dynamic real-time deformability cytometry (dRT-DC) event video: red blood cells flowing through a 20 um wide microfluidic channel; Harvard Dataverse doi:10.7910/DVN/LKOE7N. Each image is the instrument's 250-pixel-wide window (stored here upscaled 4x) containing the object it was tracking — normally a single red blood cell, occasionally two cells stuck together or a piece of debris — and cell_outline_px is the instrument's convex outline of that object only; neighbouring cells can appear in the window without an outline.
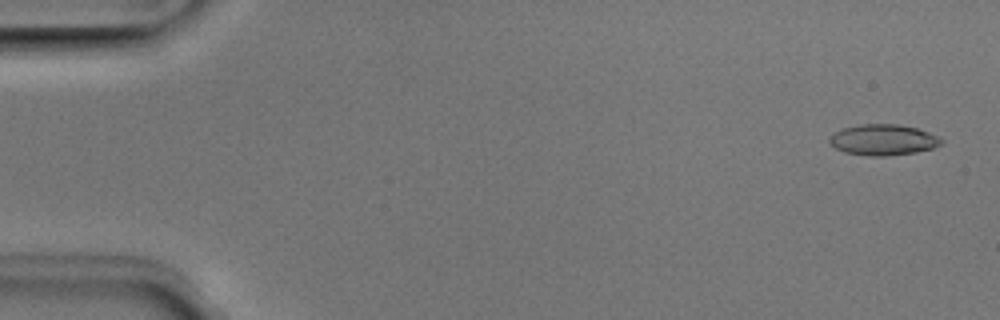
{"species": "Egyptian fruit bat (a non-hibernating species)", "species_latin": "Rousettus aegyptiacus", "temperature_condition": "room temperature", "stored_images_in_passage": 47, "camera_frame_rate_fps": 3000, "um_per_image_px": 0.085, "animal": {"sex": "male"}, "frame": {"image": 1, "passage_image": 2, "time_ms": 0.333, "image_size_px": [1000, 320], "cell_outline_px": [[944, 140], [940, 144], [932, 148], [916, 152], [888, 156], [868, 156], [844, 152], [836, 148], [828, 140], [828, 136], [844, 128], [860, 124], [900, 124], [916, 128], [928, 132]], "centroid_in_image_um": [75.05, 11.89], "position_along_channel_um": 9.9, "area_um2": 20.06}}
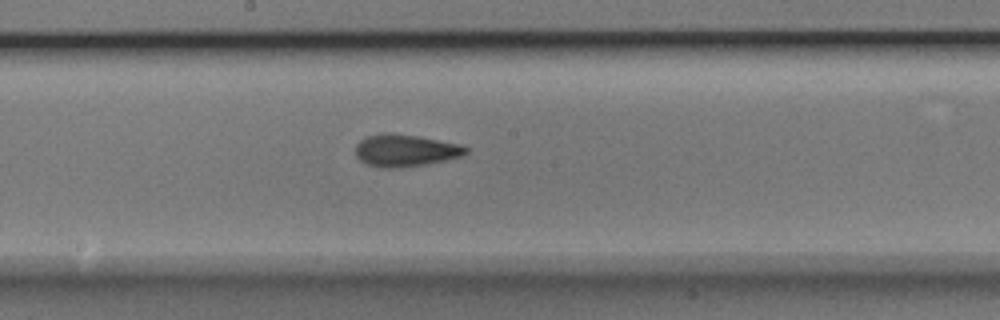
{"frame": {"image": 2, "passage_image": 27, "time_ms": 8.667, "image_size_px": [1000, 320], "cell_outline_px": [[468, 152], [464, 156], [448, 160], [400, 168], [384, 168], [364, 164], [356, 156], [356, 144], [364, 136], [384, 132], [388, 132], [416, 136], [460, 144], [468, 148]], "centroid_in_image_um": [34.43, 12.79], "position_along_channel_um": 213.8, "area_um2": 20.92}}
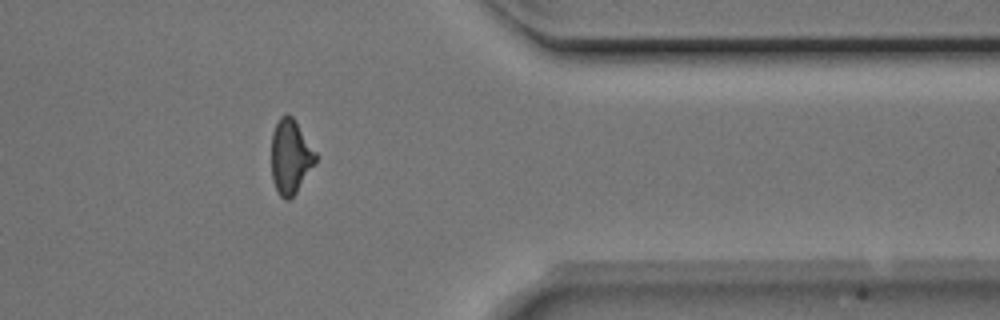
{"frame": {"image": 3, "passage_image": 41, "time_ms": 13.333, "image_size_px": [1000, 320], "cell_outline_px": [[316, 160], [296, 192], [288, 200], [284, 200], [280, 196], [272, 180], [272, 132], [280, 116], [288, 112], [296, 120], [316, 152]], "centroid_in_image_um": [24.68, 13.27], "position_along_channel_um": 386.7, "area_um2": 19.02}}